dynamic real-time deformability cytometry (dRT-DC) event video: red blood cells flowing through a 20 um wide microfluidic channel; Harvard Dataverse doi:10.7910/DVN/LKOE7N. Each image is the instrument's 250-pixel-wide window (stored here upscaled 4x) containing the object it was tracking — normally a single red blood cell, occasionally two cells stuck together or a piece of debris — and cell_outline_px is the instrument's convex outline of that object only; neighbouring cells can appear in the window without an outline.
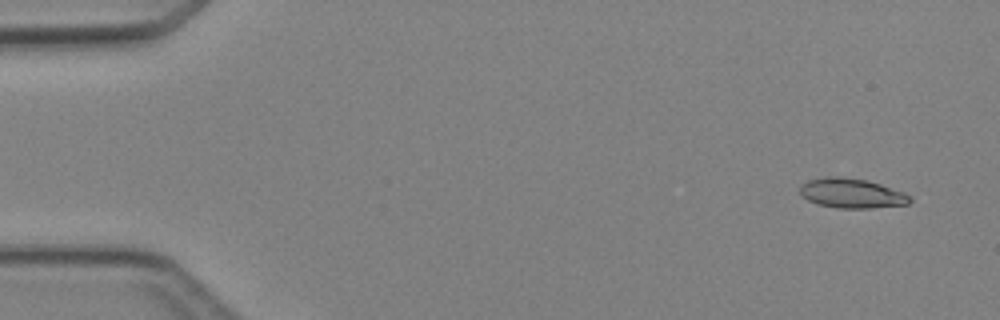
{"species": "Egyptian fruit bat (a non-hibernating species)", "species_latin": "Rousettus aegyptiacus", "temperature_condition": "cold", "stored_images_in_passage": 5, "camera_frame_rate_fps": 3000, "um_per_image_px": 0.085, "animal": {"sex": "female"}, "frame": {"image": 1, "passage_image": 1, "time_ms": 0.0, "image_size_px": [1000, 320], "cell_outline_px": [[912, 200], [908, 204], [872, 208], [840, 208], [816, 204], [808, 200], [800, 192], [800, 184], [808, 180], [828, 176], [840, 176], [868, 180], [904, 192], [912, 196]], "centroid_in_image_um": [72.4, 16.42], "position_along_channel_um": 12.6, "area_um2": 19.13}}
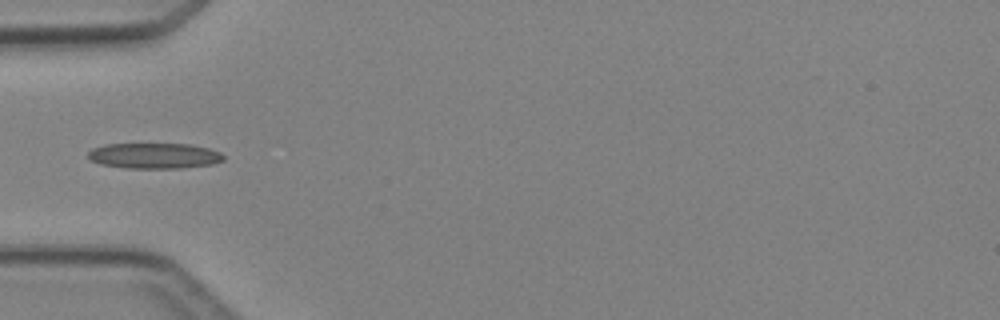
{"frame": {"image": 2, "passage_image": 4, "time_ms": 4.333, "image_size_px": [1000, 320], "cell_outline_px": [[224, 160], [212, 164], [180, 168], [128, 168], [100, 164], [92, 160], [88, 156], [88, 152], [92, 148], [104, 144], [188, 144], [208, 148], [220, 152], [224, 156]], "centroid_in_image_um": [13.11, 13.24], "position_along_channel_um": 71.9, "area_um2": 20.11}}
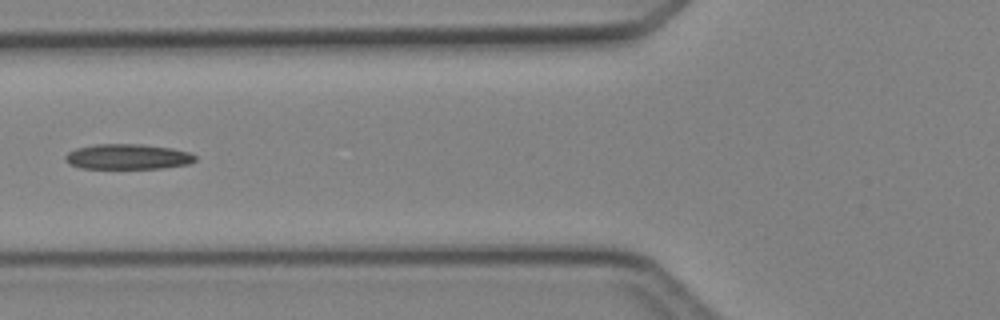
{"frame": {"image": 3, "passage_image": 5, "time_ms": 5.333, "image_size_px": [1000, 320], "cell_outline_px": [[196, 160], [188, 164], [160, 168], [84, 168], [68, 164], [64, 160], [64, 156], [68, 152], [76, 148], [96, 144], [144, 144], [172, 148], [188, 152], [196, 156]], "centroid_in_image_um": [10.83, 13.31], "position_along_channel_um": 115.0, "area_um2": 19.13}}